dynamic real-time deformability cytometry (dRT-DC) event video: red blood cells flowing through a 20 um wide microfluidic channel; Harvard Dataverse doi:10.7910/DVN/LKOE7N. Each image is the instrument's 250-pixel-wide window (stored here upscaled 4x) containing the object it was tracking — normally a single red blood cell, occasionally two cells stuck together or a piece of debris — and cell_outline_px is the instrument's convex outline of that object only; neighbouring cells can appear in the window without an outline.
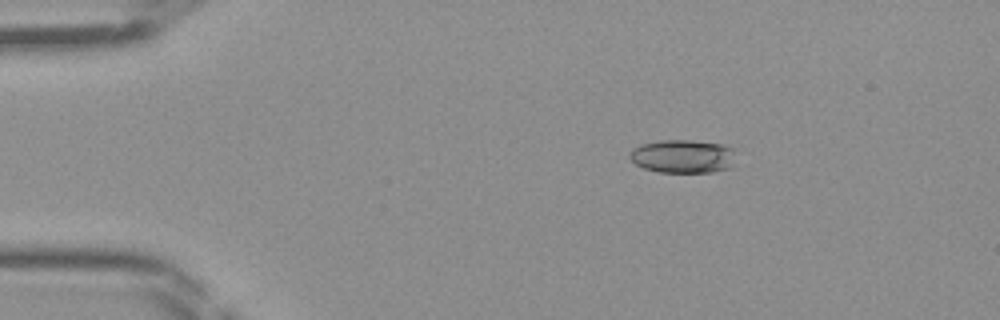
{"species": "Egyptian fruit bat (a non-hibernating species)", "species_latin": "Rousettus aegyptiacus", "temperature_condition": "room temperature", "stored_images_in_passage": 33, "camera_frame_rate_fps": 3000, "um_per_image_px": 0.085, "frame": {"image": 1, "passage_image": 1, "time_ms": 0.0, "image_size_px": [1000, 320], "cell_outline_px": [[732, 168], [712, 172], [660, 172], [644, 168], [636, 164], [628, 156], [632, 148], [640, 144], [660, 140], [688, 140], [720, 144], [732, 148]], "centroid_in_image_um": [57.99, 13.29], "position_along_channel_um": 27.0, "area_um2": 20.52}}
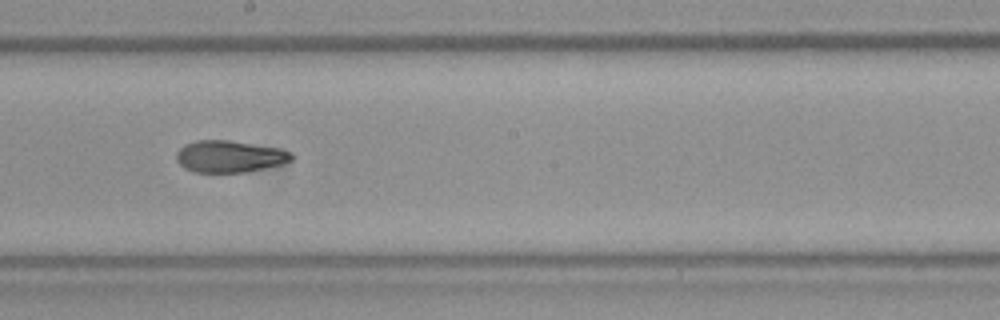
{"frame": {"image": 2, "passage_image": 19, "time_ms": 6.0, "image_size_px": [1000, 320], "cell_outline_px": [[296, 156], [292, 160], [284, 164], [244, 172], [196, 172], [184, 168], [176, 160], [176, 152], [184, 144], [196, 140], [228, 140], [280, 148], [292, 152]], "centroid_in_image_um": [19.54, 13.29], "position_along_channel_um": 228.7, "area_um2": 21.56}}
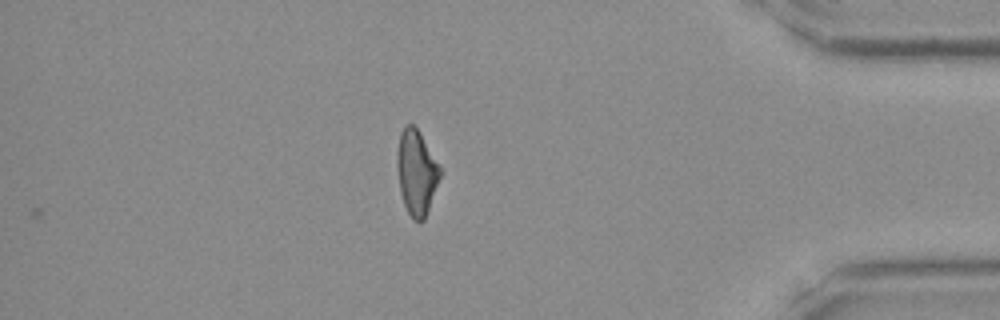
{"frame": {"image": 3, "passage_image": 33, "time_ms": 10.667, "image_size_px": [1000, 320], "cell_outline_px": [[444, 172], [424, 220], [412, 220], [404, 204], [400, 192], [396, 168], [396, 156], [400, 132], [404, 124], [412, 124], [420, 132], [440, 164]], "centroid_in_image_um": [35.42, 14.63], "position_along_channel_um": 399.8, "area_um2": 21.91}}